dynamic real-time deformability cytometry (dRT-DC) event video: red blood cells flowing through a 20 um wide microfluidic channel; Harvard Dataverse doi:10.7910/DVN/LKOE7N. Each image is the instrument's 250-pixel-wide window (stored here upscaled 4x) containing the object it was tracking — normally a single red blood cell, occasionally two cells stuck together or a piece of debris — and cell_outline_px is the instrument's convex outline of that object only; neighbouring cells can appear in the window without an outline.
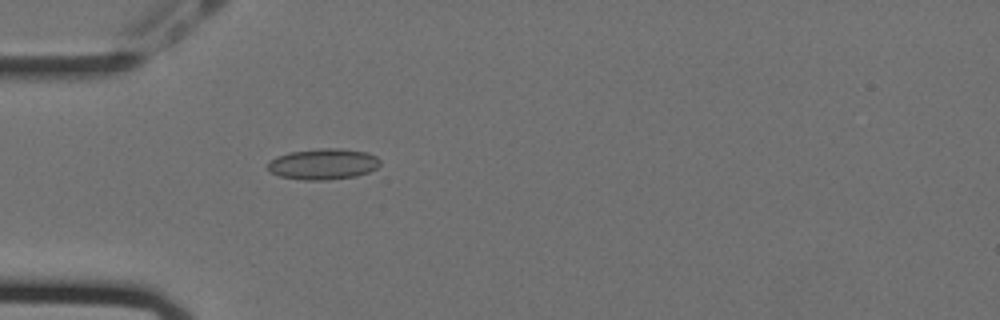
{"species": "Egyptian fruit bat (a non-hibernating species)", "species_latin": "Rousettus aegyptiacus", "temperature_condition": "cold", "stored_images_in_passage": 41, "camera_frame_rate_fps": 3000, "um_per_image_px": 0.085, "animal": {"sex": "female"}, "frame": {"image": 1, "passage_image": 1, "time_ms": 0.0, "image_size_px": [1000, 320], "cell_outline_px": [[380, 164], [376, 168], [368, 172], [356, 176], [328, 180], [304, 180], [280, 176], [268, 172], [268, 160], [276, 156], [288, 152], [320, 148], [340, 148], [368, 152], [376, 156], [380, 160]], "centroid_in_image_um": [27.45, 13.94], "position_along_channel_um": 57.6, "area_um2": 20.52}}
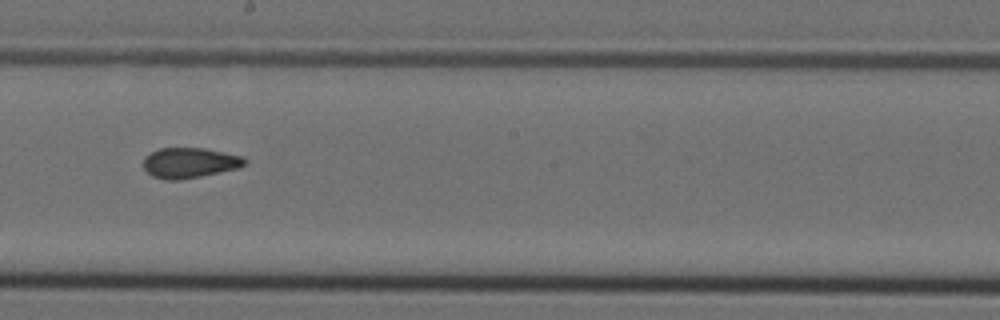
{"frame": {"image": 2, "passage_image": 16, "time_ms": 5.0, "image_size_px": [1000, 320], "cell_outline_px": [[248, 164], [240, 168], [180, 180], [164, 180], [152, 176], [144, 168], [144, 156], [160, 148], [204, 148], [244, 156], [248, 160]], "centroid_in_image_um": [16.17, 13.84], "position_along_channel_um": 232.0, "area_um2": 18.09}}
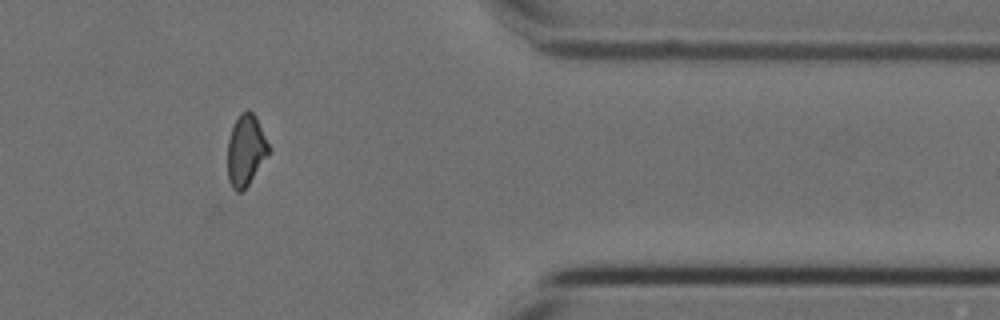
{"frame": {"image": 3, "passage_image": 31, "time_ms": 10.0, "image_size_px": [1000, 320], "cell_outline_px": [[268, 156], [248, 184], [240, 192], [236, 192], [232, 188], [228, 180], [228, 140], [232, 128], [240, 112], [248, 108], [256, 116], [268, 144]], "centroid_in_image_um": [20.88, 12.76], "position_along_channel_um": 390.5, "area_um2": 16.88}, "authors_computed_cell_mechanics": {"area_um2": 17.8602, "velocity_mm_per_s": 3.5841, "shape_relaxation_time_tau1_ms": null, "shape_relaxation_time_tau2_ms": 3.0369, "deformation_change_tau1": null, "deformation_change_tau2": 0.086}}